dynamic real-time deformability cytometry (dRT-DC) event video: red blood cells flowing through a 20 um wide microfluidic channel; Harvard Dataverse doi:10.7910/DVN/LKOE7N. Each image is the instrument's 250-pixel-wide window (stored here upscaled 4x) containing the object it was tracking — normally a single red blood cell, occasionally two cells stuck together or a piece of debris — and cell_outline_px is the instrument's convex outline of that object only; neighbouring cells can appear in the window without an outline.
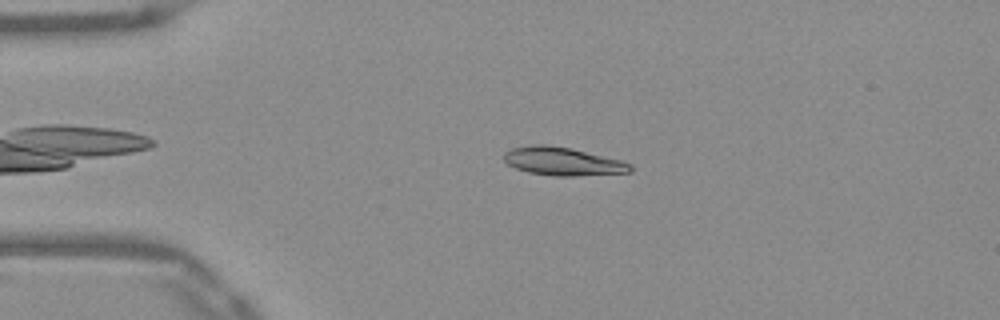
{"species": "Egyptian fruit bat (a non-hibernating species)", "species_latin": "Rousettus aegyptiacus", "temperature_condition": "warm", "stored_images_in_passage": 50, "camera_frame_rate_fps": 3000, "um_per_image_px": 0.085, "frame": {"image": 1, "passage_image": 10, "time_ms": 3.0, "image_size_px": [1000, 320], "cell_outline_px": [[632, 172], [576, 176], [552, 176], [528, 172], [516, 168], [508, 164], [504, 160], [504, 152], [512, 148], [536, 144], [544, 144], [572, 148], [620, 160], [632, 164]], "centroid_in_image_um": [47.84, 13.72], "position_along_channel_um": 37.2, "area_um2": 20.81}}
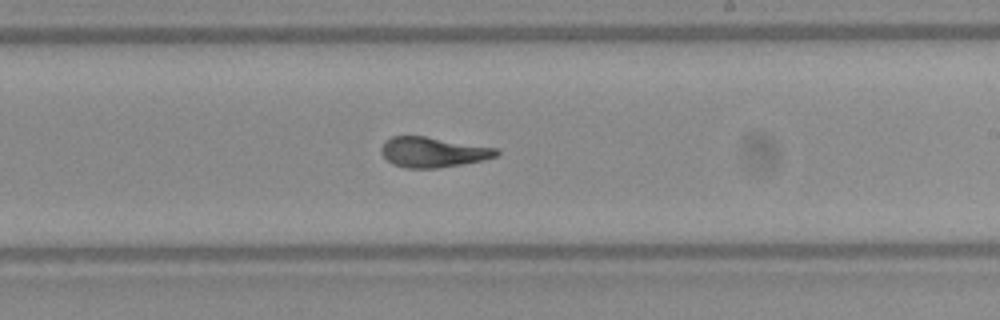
{"frame": {"image": 2, "passage_image": 29, "time_ms": 9.333, "image_size_px": [1000, 320], "cell_outline_px": [[500, 156], [484, 160], [436, 168], [404, 168], [392, 164], [380, 152], [380, 148], [384, 140], [392, 136], [424, 136], [496, 148], [500, 152]], "centroid_in_image_um": [36.78, 12.93], "position_along_channel_um": 252.2, "area_um2": 20.29}}
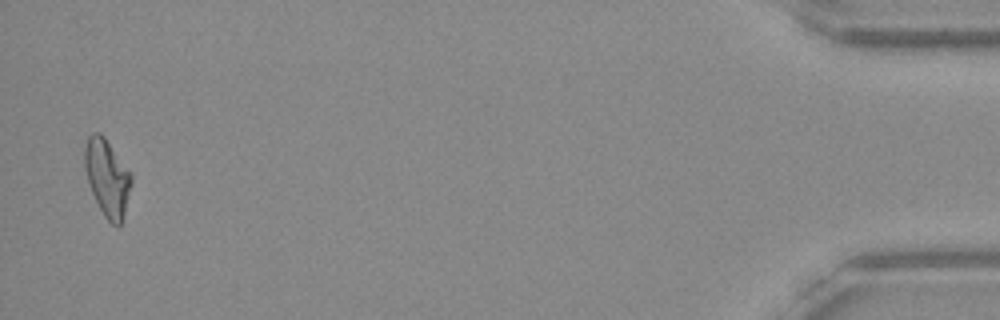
{"frame": {"image": 3, "passage_image": 49, "time_ms": 16.0, "image_size_px": [1000, 320], "cell_outline_px": [[132, 184], [124, 220], [120, 224], [112, 224], [104, 216], [92, 192], [84, 168], [84, 148], [88, 136], [92, 132], [100, 132], [104, 136], [132, 172]], "centroid_in_image_um": [9.14, 15.08], "position_along_channel_um": 426.1, "area_um2": 21.21}, "authors_computed_cell_mechanics": {"area_um2": 20.7502, "velocity_mm_per_s": 3.9333, "shape_relaxation_time_tau1_ms": 5.3324, "shape_relaxation_time_tau2_ms": 1.273, "deformation_change_tau1": 0.2119, "deformation_change_tau2": 0.0867}}